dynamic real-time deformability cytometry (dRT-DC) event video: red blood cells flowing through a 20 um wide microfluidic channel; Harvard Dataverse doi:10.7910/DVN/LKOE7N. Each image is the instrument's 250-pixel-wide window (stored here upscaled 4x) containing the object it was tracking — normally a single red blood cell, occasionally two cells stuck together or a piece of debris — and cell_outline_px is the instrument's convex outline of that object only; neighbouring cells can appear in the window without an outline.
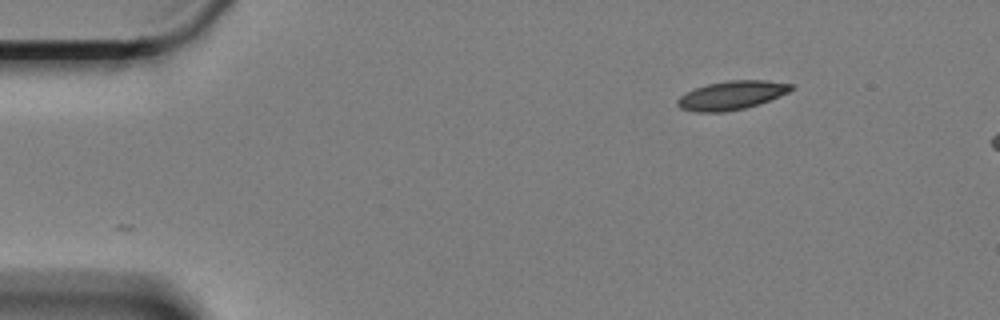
{"species": "Egyptian fruit bat (a non-hibernating species)", "species_latin": "Rousettus aegyptiacus", "temperature_condition": "cold", "stored_images_in_passage": 7, "camera_frame_rate_fps": 3000, "um_per_image_px": 0.085, "animal": {"sex": "female"}, "frame": {"image": 1, "passage_image": 1, "time_ms": 0.0, "image_size_px": [1000, 320], "cell_outline_px": [[796, 88], [788, 92], [760, 104], [744, 108], [724, 112], [696, 112], [680, 108], [676, 104], [676, 100], [680, 96], [696, 88], [708, 84], [728, 80], [768, 80], [796, 84]], "centroid_in_image_um": [62.23, 8.09], "position_along_channel_um": 22.8, "area_um2": 19.13}}